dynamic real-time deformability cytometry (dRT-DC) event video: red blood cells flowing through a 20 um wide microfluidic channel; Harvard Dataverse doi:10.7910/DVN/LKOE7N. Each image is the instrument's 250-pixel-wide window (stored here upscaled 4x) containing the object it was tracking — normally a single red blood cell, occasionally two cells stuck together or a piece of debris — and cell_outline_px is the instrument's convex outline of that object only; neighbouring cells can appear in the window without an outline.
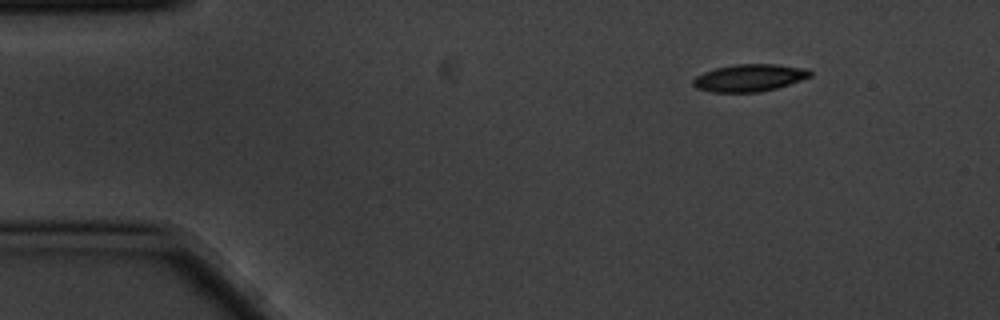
{"species": "common noctule bat (a hibernating species)", "species_latin": "Nyctalus noctula", "temperature_condition": "cold", "stored_images_in_passage": 4, "camera_frame_rate_fps": 3000, "um_per_image_px": 0.085, "animal": {"sex": "male", "body_mass_g": 20.1, "forearm_length_mm": 53.5}, "frame": {"image": 1, "passage_image": 1, "time_ms": 0.0, "image_size_px": [1000, 320], "cell_outline_px": [[812, 76], [776, 88], [760, 92], [712, 92], [696, 88], [692, 84], [692, 80], [696, 76], [704, 72], [716, 68], [736, 64], [776, 64], [808, 68], [812, 72]], "centroid_in_image_um": [63.7, 6.61], "position_along_channel_um": 21.3, "area_um2": 18.61}}
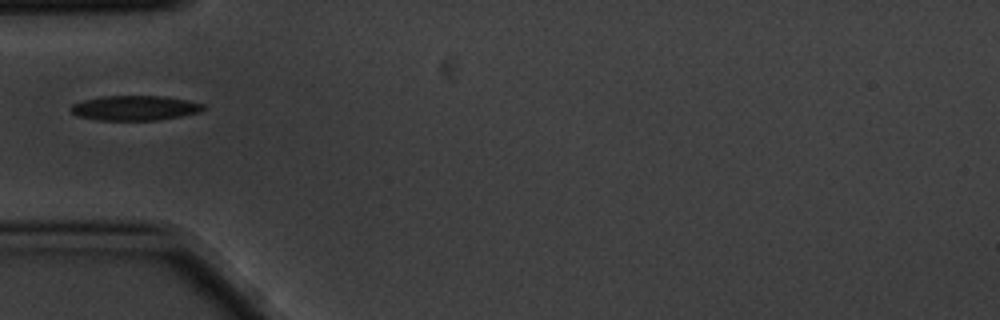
{"frame": {"image": 2, "passage_image": 4, "time_ms": 1.0, "image_size_px": [1000, 320], "cell_outline_px": [[204, 108], [200, 112], [160, 120], [96, 120], [76, 116], [68, 108], [72, 104], [84, 100], [104, 96], [164, 96], [188, 100], [204, 104]], "centroid_in_image_um": [11.44, 9.18], "position_along_channel_um": 73.6, "area_um2": 19.25}}